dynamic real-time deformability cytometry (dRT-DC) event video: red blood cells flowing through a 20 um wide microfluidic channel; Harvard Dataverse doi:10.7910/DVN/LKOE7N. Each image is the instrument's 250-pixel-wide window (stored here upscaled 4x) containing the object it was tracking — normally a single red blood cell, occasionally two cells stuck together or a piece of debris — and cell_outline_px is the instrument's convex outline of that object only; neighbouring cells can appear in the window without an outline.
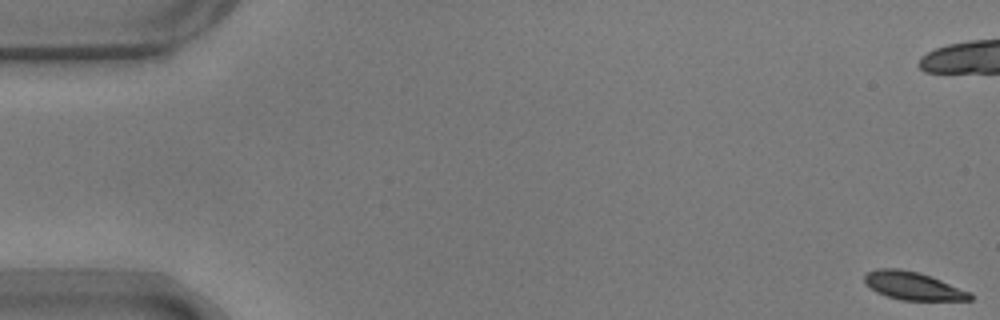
{"species": "common noctule bat (a hibernating species)", "species_latin": "Nyctalus noctula", "temperature_condition": "warm", "stored_images_in_passage": 56, "camera_frame_rate_fps": 3000, "um_per_image_px": 0.085, "animal": {"sex": "male", "body_mass_g": 17.9}, "frame": {"image": 1, "passage_image": 1, "time_ms": 0.0, "image_size_px": [1000, 320], "cell_outline_px": [[972, 300], [900, 300], [876, 292], [864, 280], [864, 276], [868, 272], [876, 268], [900, 268], [920, 272], [972, 292]], "centroid_in_image_um": [77.63, 24.29], "position_along_channel_um": 7.4, "area_um2": 17.22}}
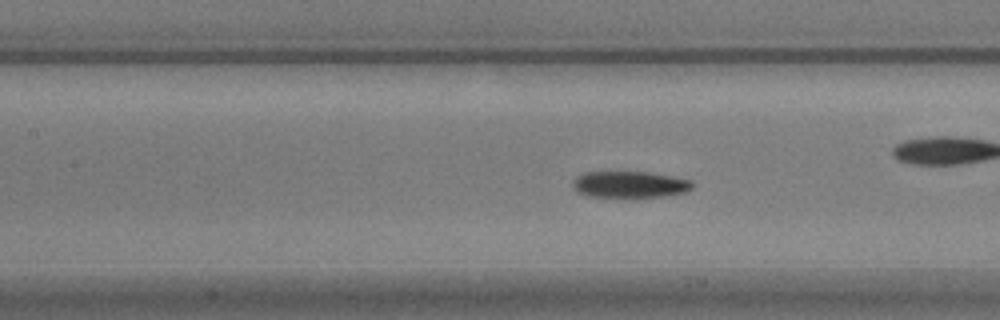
{"frame": {"image": 2, "passage_image": 25, "time_ms": 8.0, "image_size_px": [1000, 320], "cell_outline_px": [[692, 188], [684, 192], [664, 196], [588, 196], [576, 192], [572, 184], [572, 180], [576, 176], [584, 172], [648, 172], [672, 176], [692, 180]], "centroid_in_image_um": [53.49, 15.66], "position_along_channel_um": 153.9, "area_um2": 18.26}, "authors_computed_cell_mechanics": {"area_um2": 18.5538, "velocity_mm_per_s": 3.6504, "shape_relaxation_time_tau1_ms": 3.4742, "shape_relaxation_time_tau2_ms": 2.8468, "deformation_change_tau1": 0.1344, "deformation_change_tau2": 0.0844}}